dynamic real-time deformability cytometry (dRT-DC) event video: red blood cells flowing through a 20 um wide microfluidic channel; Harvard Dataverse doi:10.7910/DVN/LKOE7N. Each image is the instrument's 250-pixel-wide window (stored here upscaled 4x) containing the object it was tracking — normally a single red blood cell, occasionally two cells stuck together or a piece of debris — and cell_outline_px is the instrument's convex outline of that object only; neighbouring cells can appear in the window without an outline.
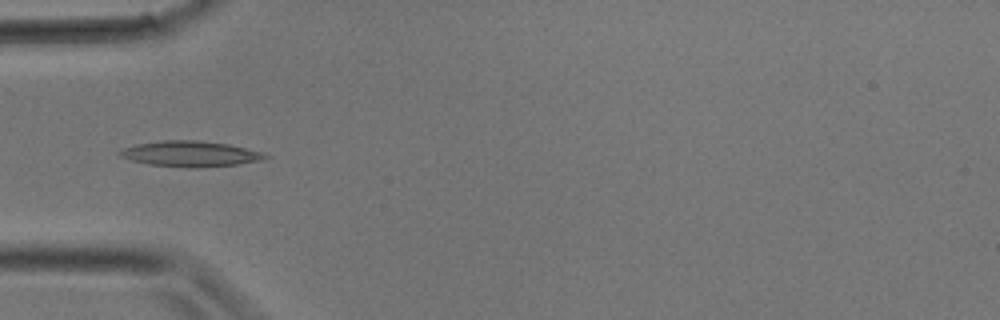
{"species": "common noctule bat (a hibernating species)", "species_latin": "Nyctalus noctula", "temperature_condition": "room temperature", "stored_images_in_passage": 29, "camera_frame_rate_fps": 3000, "um_per_image_px": 0.085, "animal": {"sex": "male", "body_mass_g": 17.9}, "frame": {"image": 1, "passage_image": 10, "time_ms": 3.0, "image_size_px": [1000, 320], "cell_outline_px": [[272, 156], [260, 160], [236, 164], [196, 168], [148, 164], [132, 160], [120, 156], [116, 152], [124, 148], [136, 144], [160, 140], [196, 140], [228, 144], [264, 152]], "centroid_in_image_um": [16.18, 13.06], "position_along_channel_um": 68.8, "area_um2": 21.62}}
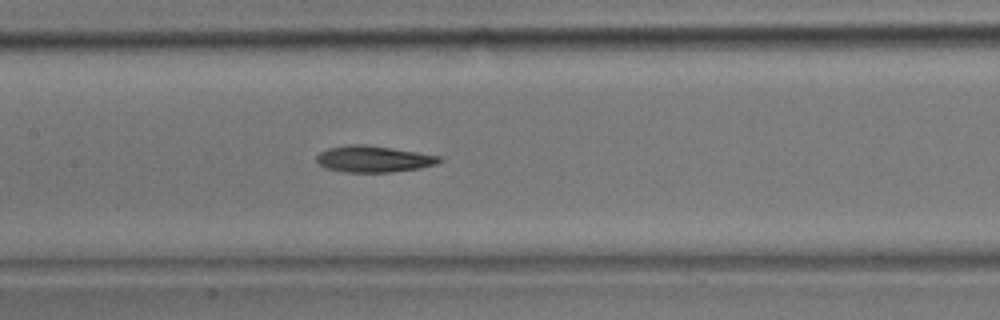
{"frame": {"image": 2, "passage_image": 15, "time_ms": 4.667, "image_size_px": [1000, 320], "cell_outline_px": [[444, 160], [436, 164], [420, 168], [392, 172], [344, 172], [324, 168], [316, 160], [316, 156], [320, 152], [328, 148], [344, 144], [364, 144], [392, 148], [444, 156]], "centroid_in_image_um": [31.77, 13.51], "position_along_channel_um": 175.6, "area_um2": 19.19}}
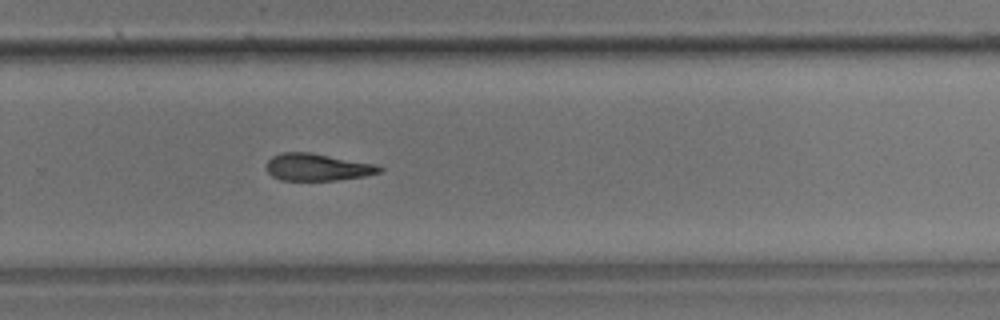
{"frame": {"image": 3, "passage_image": 21, "time_ms": 6.667, "image_size_px": [1000, 320], "cell_outline_px": [[384, 168], [380, 172], [364, 176], [336, 180], [280, 180], [272, 176], [264, 168], [264, 164], [272, 156], [280, 152], [308, 152], [372, 164]], "centroid_in_image_um": [26.87, 14.21], "position_along_channel_um": 302.9, "area_um2": 17.74}}